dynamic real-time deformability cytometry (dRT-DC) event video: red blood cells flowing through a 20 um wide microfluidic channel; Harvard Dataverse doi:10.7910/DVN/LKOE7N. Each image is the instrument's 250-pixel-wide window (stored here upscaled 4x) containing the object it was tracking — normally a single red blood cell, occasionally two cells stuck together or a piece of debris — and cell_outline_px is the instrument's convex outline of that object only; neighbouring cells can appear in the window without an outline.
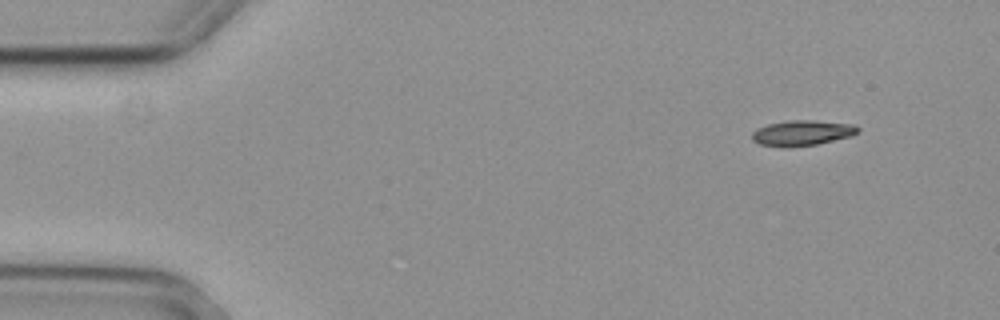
{"species": "common noctule bat (a hibernating species)", "species_latin": "Nyctalus noctula", "temperature_condition": "cold", "stored_images_in_passage": 4, "camera_frame_rate_fps": 3000, "um_per_image_px": 0.085, "animal": {"sex": "female", "body_mass_g": 29.2, "forearm_length_mm": 56.3}, "frame": {"image": 1, "passage_image": 1, "time_ms": 0.0, "image_size_px": [1000, 320], "cell_outline_px": [[860, 132], [852, 136], [816, 144], [784, 148], [760, 144], [752, 140], [752, 132], [756, 128], [768, 124], [792, 120], [812, 120], [852, 124], [860, 128]], "centroid_in_image_um": [68.18, 11.3], "position_along_channel_um": 16.8, "area_um2": 15.72}}
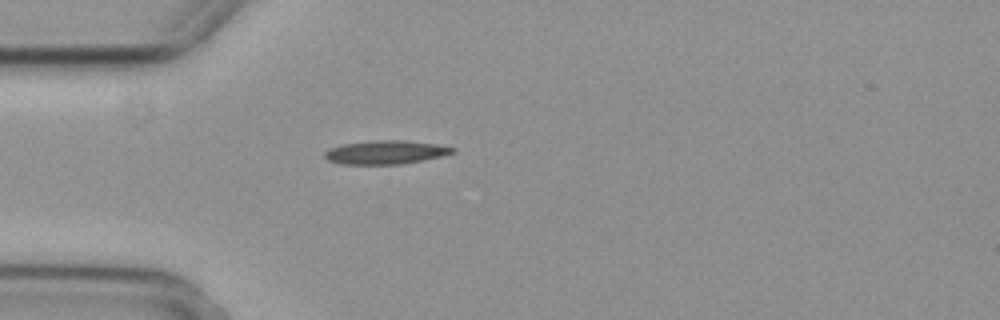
{"frame": {"image": 2, "passage_image": 4, "time_ms": 1.0, "image_size_px": [1000, 320], "cell_outline_px": [[456, 152], [424, 160], [400, 164], [340, 164], [328, 160], [324, 156], [324, 152], [328, 148], [340, 144], [372, 140], [404, 140], [436, 144], [456, 148]], "centroid_in_image_um": [32.74, 12.93], "position_along_channel_um": 52.3, "area_um2": 17.74}}